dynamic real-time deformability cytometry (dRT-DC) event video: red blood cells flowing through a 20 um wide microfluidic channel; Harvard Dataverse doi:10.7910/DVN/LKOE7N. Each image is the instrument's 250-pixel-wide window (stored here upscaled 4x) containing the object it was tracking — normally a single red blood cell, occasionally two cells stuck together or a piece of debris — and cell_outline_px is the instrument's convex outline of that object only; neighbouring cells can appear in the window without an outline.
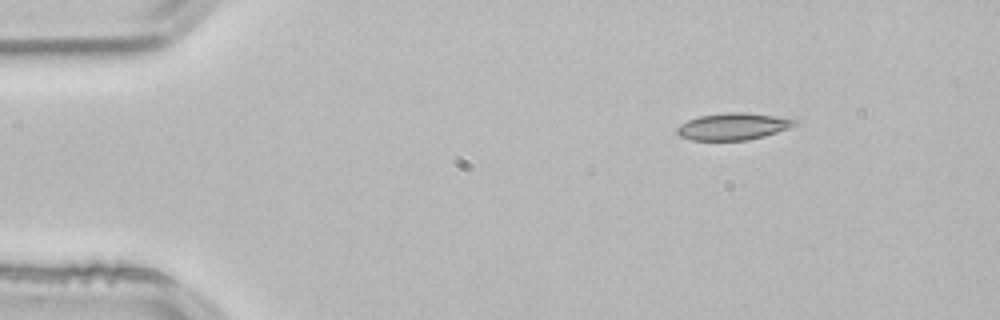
{"species": "common noctule bat (a hibernating species)", "species_latin": "Nyctalus noctula", "temperature_condition": "room temperature", "stored_images_in_passage": 2, "segment_of_instrument_passage": [2, 2], "camera_frame_rate_fps": 3000, "um_per_image_px": 0.085, "animal": {"sex": "male", "body_mass_g": 21.5, "forearm_length_mm": 52.0}, "frame": {"image": 1, "passage_image": 2, "time_ms": 0.333, "image_size_px": [1000, 320], "cell_outline_px": [[800, 124], [764, 136], [748, 140], [692, 140], [680, 136], [676, 132], [676, 128], [680, 124], [688, 120], [700, 116], [728, 112], [744, 112], [800, 120]], "centroid_in_image_um": [62.32, 10.75], "position_along_channel_um": 22.7, "area_um2": 18.38}}